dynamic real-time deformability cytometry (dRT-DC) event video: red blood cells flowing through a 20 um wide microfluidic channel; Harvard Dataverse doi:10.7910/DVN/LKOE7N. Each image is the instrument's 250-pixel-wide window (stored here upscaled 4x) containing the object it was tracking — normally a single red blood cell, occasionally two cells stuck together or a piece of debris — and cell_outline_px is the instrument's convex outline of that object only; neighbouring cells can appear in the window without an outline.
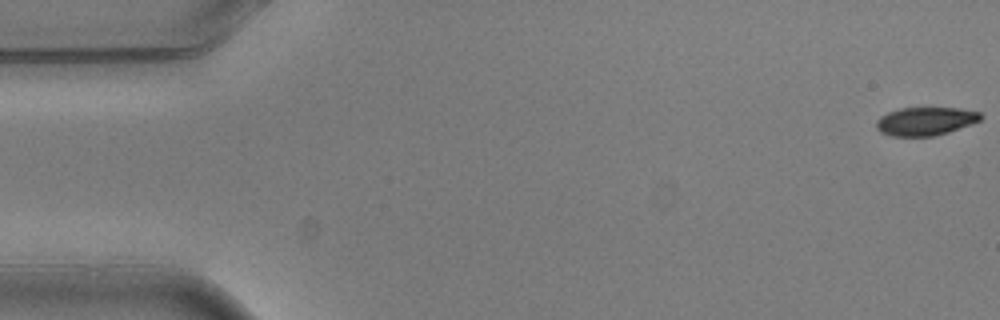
{"species": "common noctule bat (a hibernating species)", "species_latin": "Nyctalus noctula", "temperature_condition": "warm", "stored_images_in_passage": 5, "camera_frame_rate_fps": 3000, "um_per_image_px": 0.085, "animal": {"sex": "male", "body_mass_g": 20.5, "forearm_length_mm": 52.5}, "frame": {"image": 1, "passage_image": 1, "time_ms": 0.0, "image_size_px": [1000, 320], "cell_outline_px": [[984, 116], [980, 120], [972, 124], [948, 132], [932, 136], [892, 136], [880, 132], [876, 128], [876, 120], [880, 116], [888, 112], [900, 108], [960, 108], [980, 112]], "centroid_in_image_um": [78.66, 10.3], "position_along_channel_um": 6.3, "area_um2": 17.28}}
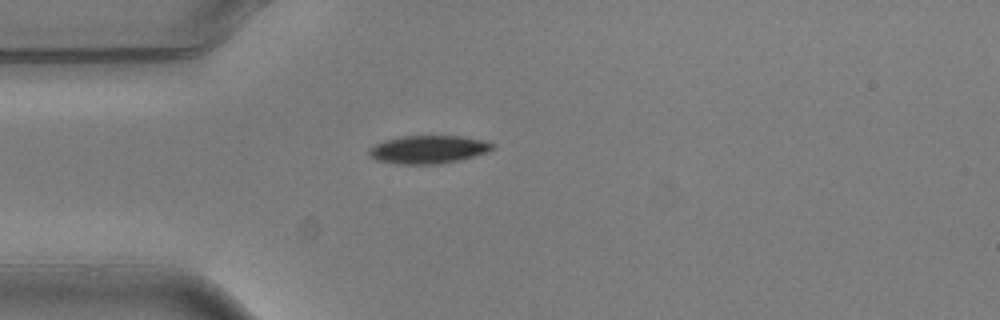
{"frame": {"image": 2, "passage_image": 5, "time_ms": 1.333, "image_size_px": [1000, 320], "cell_outline_px": [[496, 144], [488, 152], [460, 160], [440, 164], [396, 164], [376, 160], [368, 152], [368, 148], [384, 140], [400, 136], [460, 136], [488, 140]], "centroid_in_image_um": [36.44, 12.7], "position_along_channel_um": 48.6, "area_um2": 20.4}}